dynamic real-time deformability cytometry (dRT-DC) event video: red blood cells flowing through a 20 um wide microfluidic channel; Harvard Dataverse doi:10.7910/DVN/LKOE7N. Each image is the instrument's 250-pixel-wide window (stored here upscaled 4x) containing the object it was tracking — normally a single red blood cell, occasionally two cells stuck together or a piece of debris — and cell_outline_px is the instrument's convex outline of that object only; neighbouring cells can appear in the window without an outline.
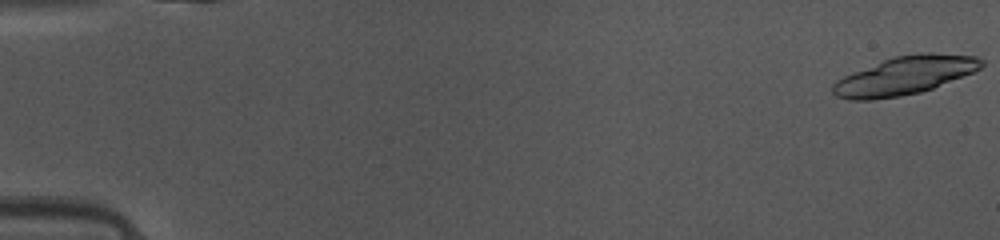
{"species": "common noctule bat (a hibernating species)", "species_latin": "Nyctalus noctula", "temperature_condition": "warm", "stored_images_in_passage": 16, "camera_frame_rate_fps": 3000, "um_per_image_px": 0.085, "animal": {"sex": "female", "body_mass_g": 10.0, "forearm_length_mm": 53.1}, "frame": {"image": 1, "passage_image": 1, "time_ms": 0.0, "image_size_px": [1000, 240], "cell_outline_px": [[984, 64], [980, 68], [972, 72], [932, 88], [920, 92], [900, 96], [872, 100], [852, 100], [836, 96], [832, 92], [832, 84], [836, 80], [844, 76], [892, 56], [924, 52], [932, 52], [976, 56], [984, 60]], "centroid_in_image_um": [76.89, 6.41], "position_along_channel_um": 8.1, "area_um2": 33.0}}